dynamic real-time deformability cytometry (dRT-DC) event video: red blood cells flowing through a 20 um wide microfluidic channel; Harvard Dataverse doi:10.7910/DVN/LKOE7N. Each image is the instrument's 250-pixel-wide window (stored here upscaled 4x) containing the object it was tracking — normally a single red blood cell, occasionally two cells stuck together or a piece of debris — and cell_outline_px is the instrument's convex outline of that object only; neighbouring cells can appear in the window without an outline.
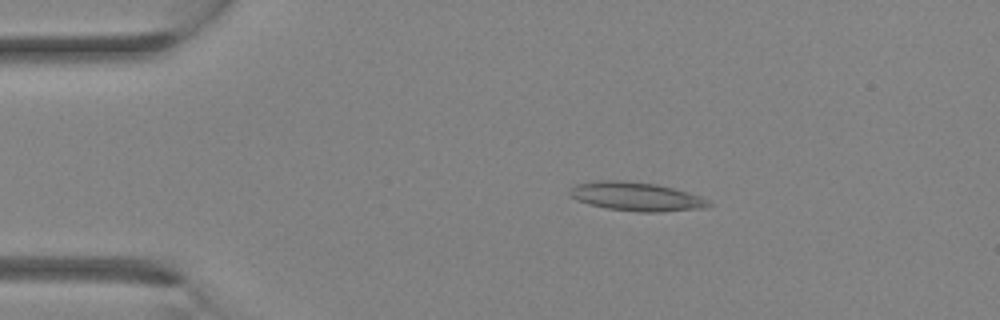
{"species": "Egyptian fruit bat (a non-hibernating species)", "species_latin": "Rousettus aegyptiacus", "temperature_condition": "room temperature", "stored_images_in_passage": 32, "camera_frame_rate_fps": 3000, "um_per_image_px": 0.085, "animal": {"sex": "female"}, "frame": {"image": 1, "passage_image": 6, "time_ms": 1.667, "image_size_px": [1000, 320], "cell_outline_px": [[712, 204], [708, 208], [656, 212], [640, 212], [608, 208], [588, 204], [576, 200], [568, 196], [568, 192], [576, 184], [596, 180], [628, 180], [656, 184], [672, 188], [700, 196], [708, 200]], "centroid_in_image_um": [54.05, 16.7], "position_along_channel_um": 30.9, "area_um2": 23.41}}
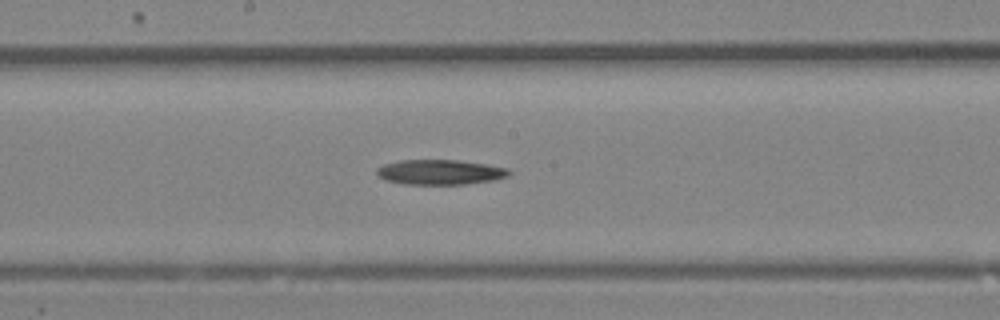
{"frame": {"image": 2, "passage_image": 17, "time_ms": 5.333, "image_size_px": [1000, 320], "cell_outline_px": [[512, 172], [508, 176], [496, 180], [464, 184], [404, 184], [388, 180], [376, 176], [376, 168], [384, 164], [400, 160], [456, 160], [488, 164], [508, 168]], "centroid_in_image_um": [37.43, 14.63], "position_along_channel_um": 210.8, "area_um2": 19.36}}
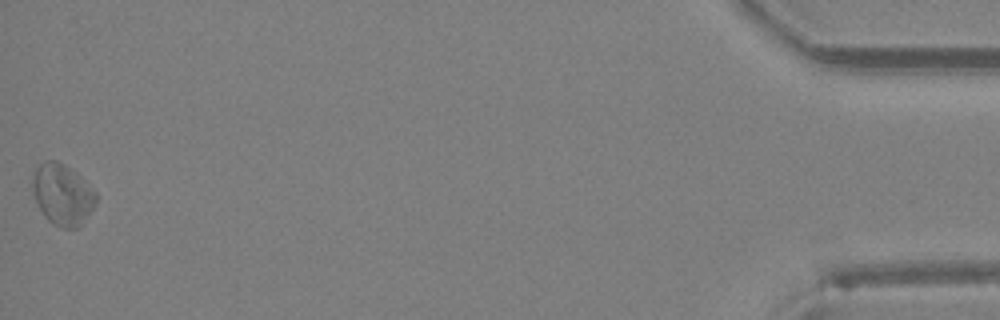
{"frame": {"image": 3, "passage_image": 32, "time_ms": 10.333, "image_size_px": [1000, 320], "cell_outline_px": [[96, 204], [80, 224], [76, 228], [60, 228], [52, 224], [44, 216], [36, 204], [32, 192], [32, 180], [36, 168], [44, 160], [56, 160], [64, 164], [76, 172], [96, 192]], "centroid_in_image_um": [5.28, 16.53], "position_along_channel_um": 429.9, "area_um2": 22.66}}